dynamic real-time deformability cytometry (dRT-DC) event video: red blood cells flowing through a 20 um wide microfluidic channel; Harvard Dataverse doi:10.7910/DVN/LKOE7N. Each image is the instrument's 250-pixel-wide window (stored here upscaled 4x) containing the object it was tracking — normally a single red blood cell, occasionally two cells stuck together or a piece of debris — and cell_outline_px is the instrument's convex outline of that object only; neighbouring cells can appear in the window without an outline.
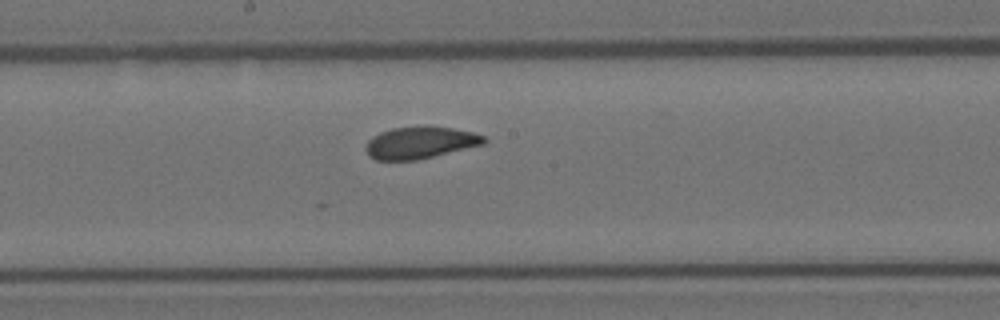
{"species": "Egyptian fruit bat (a non-hibernating species)", "species_latin": "Rousettus aegyptiacus", "temperature_condition": "room temperature", "stored_images_in_passage": 9, "camera_frame_rate_fps": 3000, "um_per_image_px": 0.085, "animal": {"sex": "female"}, "frame": {"image": 1, "passage_image": 9, "time_ms": 2.667, "image_size_px": [1000, 320], "cell_outline_px": [[488, 140], [484, 144], [416, 160], [376, 160], [368, 156], [364, 148], [368, 140], [372, 136], [380, 132], [392, 128], [452, 128], [472, 132], [484, 136]], "centroid_in_image_um": [35.67, 12.15], "position_along_channel_um": 212.5, "area_um2": 21.5}}